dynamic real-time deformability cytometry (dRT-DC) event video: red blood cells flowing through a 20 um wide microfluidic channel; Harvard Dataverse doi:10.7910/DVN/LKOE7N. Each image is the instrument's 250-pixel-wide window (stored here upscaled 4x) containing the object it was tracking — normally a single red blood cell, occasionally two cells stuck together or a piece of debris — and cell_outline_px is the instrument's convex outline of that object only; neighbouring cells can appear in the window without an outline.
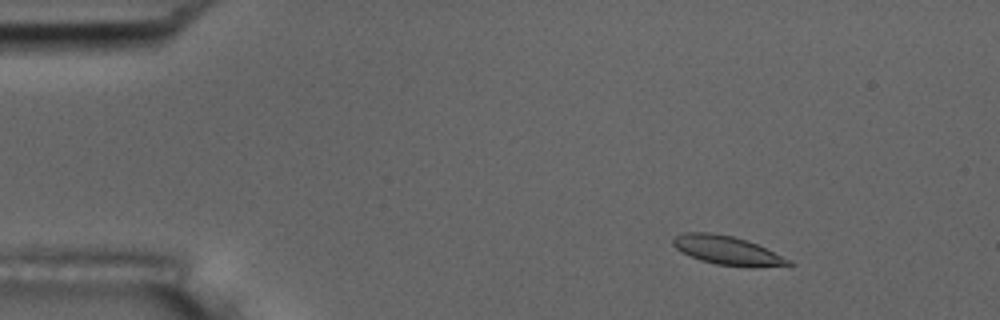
{"species": "common noctule bat (a hibernating species)", "species_latin": "Nyctalus noctula", "temperature_condition": "room temperature", "stored_images_in_passage": 55, "camera_frame_rate_fps": 3000, "um_per_image_px": 0.085, "animal": {"sex": "male", "body_mass_g": 17.5, "forearm_length_mm": 52.3}, "frame": {"image": 1, "passage_image": 7, "time_ms": 2.0, "image_size_px": [1000, 320], "cell_outline_px": [[796, 264], [752, 268], [716, 264], [700, 260], [680, 252], [672, 244], [672, 240], [676, 236], [684, 232], [708, 232], [732, 236], [756, 244], [792, 260]], "centroid_in_image_um": [61.81, 21.3], "position_along_channel_um": 23.2, "area_um2": 19.42}}
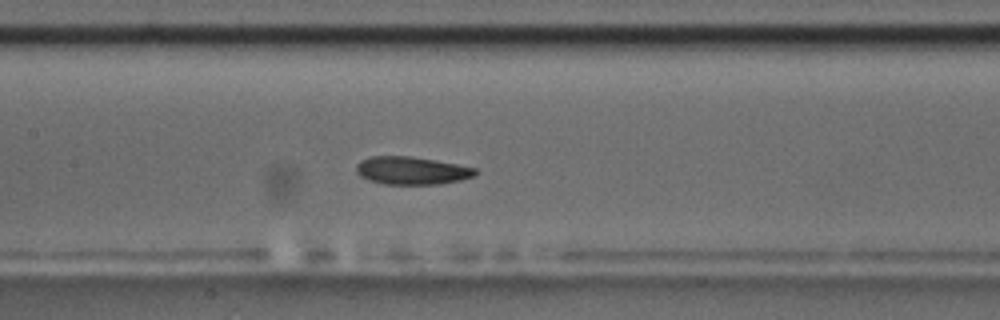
{"frame": {"image": 2, "passage_image": 26, "time_ms": 8.333, "image_size_px": [1000, 320], "cell_outline_px": [[476, 172], [472, 176], [460, 180], [440, 184], [384, 184], [360, 176], [356, 172], [356, 164], [360, 160], [372, 156], [412, 156], [436, 160], [476, 168]], "centroid_in_image_um": [34.97, 14.49], "position_along_channel_um": 172.4, "area_um2": 19.19}}
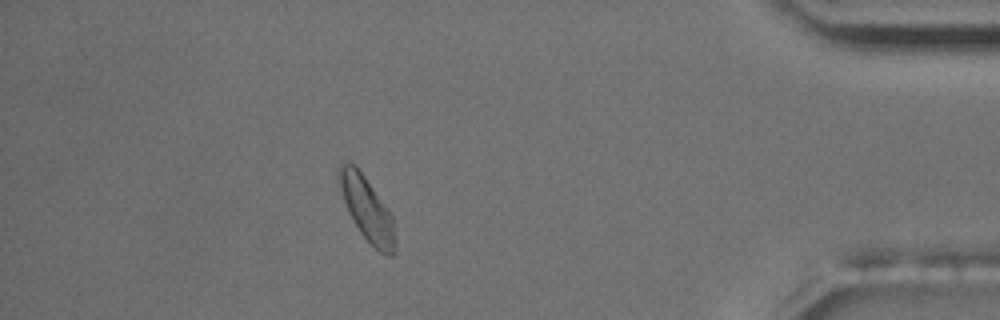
{"frame": {"image": 3, "passage_image": 49, "time_ms": 16.0, "image_size_px": [1000, 320], "cell_outline_px": [[396, 252], [392, 256], [384, 256], [360, 232], [352, 220], [348, 212], [336, 180], [336, 168], [340, 160], [348, 160], [356, 164], [392, 216], [396, 240]], "centroid_in_image_um": [31.13, 17.68], "position_along_channel_um": 404.1, "area_um2": 21.39}, "authors_computed_cell_mechanics": {"area_um2": 19.4786, "velocity_mm_per_s": 3.6068, "shape_relaxation_time_tau1_ms": 5.8838, "shape_relaxation_time_tau2_ms": null, "deformation_change_tau1": 0.1125, "deformation_change_tau2": null}}